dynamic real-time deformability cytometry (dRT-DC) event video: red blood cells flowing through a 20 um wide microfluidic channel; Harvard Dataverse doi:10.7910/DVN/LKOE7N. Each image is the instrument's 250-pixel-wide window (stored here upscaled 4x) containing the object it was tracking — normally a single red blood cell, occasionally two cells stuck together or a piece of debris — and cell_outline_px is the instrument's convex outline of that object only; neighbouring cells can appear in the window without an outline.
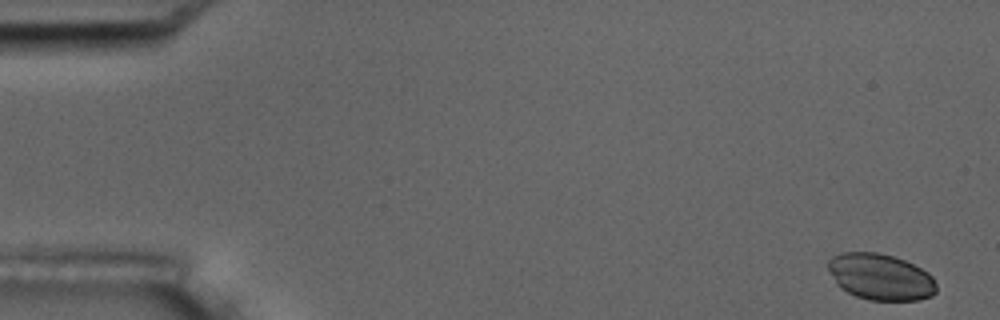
{"species": "common noctule bat (a hibernating species)", "species_latin": "Nyctalus noctula", "temperature_condition": "room temperature", "stored_images_in_passage": 6, "camera_frame_rate_fps": 3000, "um_per_image_px": 0.085, "animal": {"sex": "male", "body_mass_g": 17.5, "forearm_length_mm": 52.3}, "frame": {"image": 1, "passage_image": 1, "time_ms": 0.0, "image_size_px": [1000, 320], "cell_outline_px": [[936, 292], [932, 296], [920, 300], [868, 300], [856, 296], [840, 288], [836, 284], [828, 268], [828, 260], [832, 256], [840, 252], [876, 252], [892, 256], [904, 260], [928, 272], [932, 276], [936, 284]], "centroid_in_image_um": [74.83, 23.54], "position_along_channel_um": 10.2, "area_um2": 29.3}}
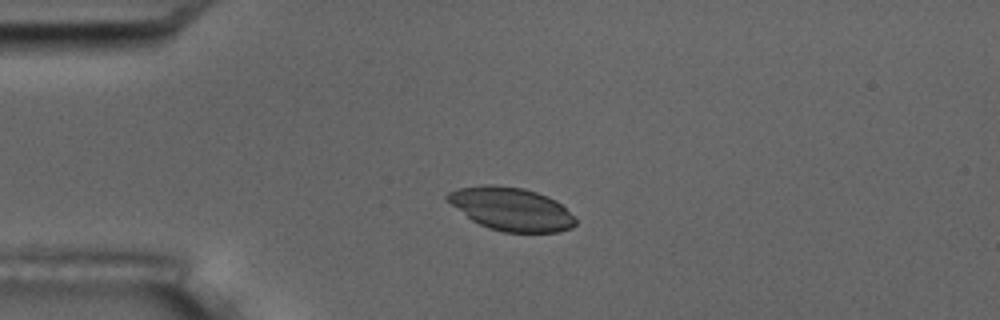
{"frame": {"image": 2, "passage_image": 4, "time_ms": 4.0, "image_size_px": [1000, 320], "cell_outline_px": [[576, 224], [572, 228], [560, 232], [504, 232], [488, 228], [472, 220], [452, 204], [444, 196], [448, 192], [456, 188], [480, 184], [496, 184], [524, 188], [548, 196], [556, 200], [576, 220]], "centroid_in_image_um": [43.44, 17.75], "position_along_channel_um": 41.6, "area_um2": 32.19}}